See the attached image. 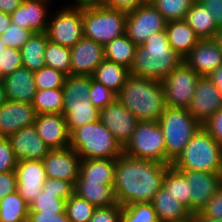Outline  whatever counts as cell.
Here are the masks:
<instances>
[{"instance_id":"obj_37","label":"cell","mask_w":222,"mask_h":222,"mask_svg":"<svg viewBox=\"0 0 222 222\" xmlns=\"http://www.w3.org/2000/svg\"><path fill=\"white\" fill-rule=\"evenodd\" d=\"M45 65L61 71L67 76L71 75V51L50 40L47 41L44 52Z\"/></svg>"},{"instance_id":"obj_47","label":"cell","mask_w":222,"mask_h":222,"mask_svg":"<svg viewBox=\"0 0 222 222\" xmlns=\"http://www.w3.org/2000/svg\"><path fill=\"white\" fill-rule=\"evenodd\" d=\"M16 158L8 138H0V173L15 171Z\"/></svg>"},{"instance_id":"obj_29","label":"cell","mask_w":222,"mask_h":222,"mask_svg":"<svg viewBox=\"0 0 222 222\" xmlns=\"http://www.w3.org/2000/svg\"><path fill=\"white\" fill-rule=\"evenodd\" d=\"M130 76V69L115 62L104 59L96 68L92 77L95 81L103 84L118 94Z\"/></svg>"},{"instance_id":"obj_25","label":"cell","mask_w":222,"mask_h":222,"mask_svg":"<svg viewBox=\"0 0 222 222\" xmlns=\"http://www.w3.org/2000/svg\"><path fill=\"white\" fill-rule=\"evenodd\" d=\"M117 158L81 159L80 175L75 182H100L114 185Z\"/></svg>"},{"instance_id":"obj_55","label":"cell","mask_w":222,"mask_h":222,"mask_svg":"<svg viewBox=\"0 0 222 222\" xmlns=\"http://www.w3.org/2000/svg\"><path fill=\"white\" fill-rule=\"evenodd\" d=\"M23 0H0V11L11 14L21 5Z\"/></svg>"},{"instance_id":"obj_12","label":"cell","mask_w":222,"mask_h":222,"mask_svg":"<svg viewBox=\"0 0 222 222\" xmlns=\"http://www.w3.org/2000/svg\"><path fill=\"white\" fill-rule=\"evenodd\" d=\"M192 187L190 212H201L222 186V172L179 170Z\"/></svg>"},{"instance_id":"obj_30","label":"cell","mask_w":222,"mask_h":222,"mask_svg":"<svg viewBox=\"0 0 222 222\" xmlns=\"http://www.w3.org/2000/svg\"><path fill=\"white\" fill-rule=\"evenodd\" d=\"M48 38L45 32H35L21 48L22 66L32 72L45 66L44 52Z\"/></svg>"},{"instance_id":"obj_41","label":"cell","mask_w":222,"mask_h":222,"mask_svg":"<svg viewBox=\"0 0 222 222\" xmlns=\"http://www.w3.org/2000/svg\"><path fill=\"white\" fill-rule=\"evenodd\" d=\"M122 222H159L152 203H134L122 206Z\"/></svg>"},{"instance_id":"obj_22","label":"cell","mask_w":222,"mask_h":222,"mask_svg":"<svg viewBox=\"0 0 222 222\" xmlns=\"http://www.w3.org/2000/svg\"><path fill=\"white\" fill-rule=\"evenodd\" d=\"M8 139L18 160H43L51 150L37 133L35 125L22 128Z\"/></svg>"},{"instance_id":"obj_62","label":"cell","mask_w":222,"mask_h":222,"mask_svg":"<svg viewBox=\"0 0 222 222\" xmlns=\"http://www.w3.org/2000/svg\"><path fill=\"white\" fill-rule=\"evenodd\" d=\"M86 2L102 3L104 0H84Z\"/></svg>"},{"instance_id":"obj_17","label":"cell","mask_w":222,"mask_h":222,"mask_svg":"<svg viewBox=\"0 0 222 222\" xmlns=\"http://www.w3.org/2000/svg\"><path fill=\"white\" fill-rule=\"evenodd\" d=\"M36 116L32 103L6 100L0 106V138H9L22 128L34 125Z\"/></svg>"},{"instance_id":"obj_4","label":"cell","mask_w":222,"mask_h":222,"mask_svg":"<svg viewBox=\"0 0 222 222\" xmlns=\"http://www.w3.org/2000/svg\"><path fill=\"white\" fill-rule=\"evenodd\" d=\"M171 165L177 170L222 172V147L202 126Z\"/></svg>"},{"instance_id":"obj_23","label":"cell","mask_w":222,"mask_h":222,"mask_svg":"<svg viewBox=\"0 0 222 222\" xmlns=\"http://www.w3.org/2000/svg\"><path fill=\"white\" fill-rule=\"evenodd\" d=\"M6 99L9 101L32 103L37 92L34 72L21 66L2 78Z\"/></svg>"},{"instance_id":"obj_21","label":"cell","mask_w":222,"mask_h":222,"mask_svg":"<svg viewBox=\"0 0 222 222\" xmlns=\"http://www.w3.org/2000/svg\"><path fill=\"white\" fill-rule=\"evenodd\" d=\"M51 0H23L10 15L13 23L35 32H45L49 22Z\"/></svg>"},{"instance_id":"obj_31","label":"cell","mask_w":222,"mask_h":222,"mask_svg":"<svg viewBox=\"0 0 222 222\" xmlns=\"http://www.w3.org/2000/svg\"><path fill=\"white\" fill-rule=\"evenodd\" d=\"M62 114L66 118L67 128L71 133L78 127L99 120L100 110L92 105L90 99H85L84 102L68 104L63 109Z\"/></svg>"},{"instance_id":"obj_40","label":"cell","mask_w":222,"mask_h":222,"mask_svg":"<svg viewBox=\"0 0 222 222\" xmlns=\"http://www.w3.org/2000/svg\"><path fill=\"white\" fill-rule=\"evenodd\" d=\"M65 208L66 200L57 198V194H51L43 190L29 204V212H41L44 214L64 213Z\"/></svg>"},{"instance_id":"obj_11","label":"cell","mask_w":222,"mask_h":222,"mask_svg":"<svg viewBox=\"0 0 222 222\" xmlns=\"http://www.w3.org/2000/svg\"><path fill=\"white\" fill-rule=\"evenodd\" d=\"M167 21L151 2H146L127 13L125 34L137 46L150 36L166 29Z\"/></svg>"},{"instance_id":"obj_61","label":"cell","mask_w":222,"mask_h":222,"mask_svg":"<svg viewBox=\"0 0 222 222\" xmlns=\"http://www.w3.org/2000/svg\"><path fill=\"white\" fill-rule=\"evenodd\" d=\"M6 48L5 43L0 38V53Z\"/></svg>"},{"instance_id":"obj_26","label":"cell","mask_w":222,"mask_h":222,"mask_svg":"<svg viewBox=\"0 0 222 222\" xmlns=\"http://www.w3.org/2000/svg\"><path fill=\"white\" fill-rule=\"evenodd\" d=\"M166 33L172 49L182 58L185 57L200 41L195 31L184 19L168 21Z\"/></svg>"},{"instance_id":"obj_45","label":"cell","mask_w":222,"mask_h":222,"mask_svg":"<svg viewBox=\"0 0 222 222\" xmlns=\"http://www.w3.org/2000/svg\"><path fill=\"white\" fill-rule=\"evenodd\" d=\"M22 66L21 52L19 50L6 47L0 53V74L4 78Z\"/></svg>"},{"instance_id":"obj_2","label":"cell","mask_w":222,"mask_h":222,"mask_svg":"<svg viewBox=\"0 0 222 222\" xmlns=\"http://www.w3.org/2000/svg\"><path fill=\"white\" fill-rule=\"evenodd\" d=\"M183 62L170 46L166 30L155 33L138 46L130 75L162 81Z\"/></svg>"},{"instance_id":"obj_54","label":"cell","mask_w":222,"mask_h":222,"mask_svg":"<svg viewBox=\"0 0 222 222\" xmlns=\"http://www.w3.org/2000/svg\"><path fill=\"white\" fill-rule=\"evenodd\" d=\"M213 15L217 26L222 27V0H198Z\"/></svg>"},{"instance_id":"obj_15","label":"cell","mask_w":222,"mask_h":222,"mask_svg":"<svg viewBox=\"0 0 222 222\" xmlns=\"http://www.w3.org/2000/svg\"><path fill=\"white\" fill-rule=\"evenodd\" d=\"M42 162L47 178L75 183L80 175L81 158L71 147L50 150Z\"/></svg>"},{"instance_id":"obj_9","label":"cell","mask_w":222,"mask_h":222,"mask_svg":"<svg viewBox=\"0 0 222 222\" xmlns=\"http://www.w3.org/2000/svg\"><path fill=\"white\" fill-rule=\"evenodd\" d=\"M123 153L166 164L165 138L158 121H138Z\"/></svg>"},{"instance_id":"obj_58","label":"cell","mask_w":222,"mask_h":222,"mask_svg":"<svg viewBox=\"0 0 222 222\" xmlns=\"http://www.w3.org/2000/svg\"><path fill=\"white\" fill-rule=\"evenodd\" d=\"M194 222H222V219L204 216L201 212L192 214L191 218Z\"/></svg>"},{"instance_id":"obj_57","label":"cell","mask_w":222,"mask_h":222,"mask_svg":"<svg viewBox=\"0 0 222 222\" xmlns=\"http://www.w3.org/2000/svg\"><path fill=\"white\" fill-rule=\"evenodd\" d=\"M12 20L11 15L0 11V35L10 26Z\"/></svg>"},{"instance_id":"obj_27","label":"cell","mask_w":222,"mask_h":222,"mask_svg":"<svg viewBox=\"0 0 222 222\" xmlns=\"http://www.w3.org/2000/svg\"><path fill=\"white\" fill-rule=\"evenodd\" d=\"M184 20L195 31L200 40L215 39L219 30L211 12L198 0L192 4Z\"/></svg>"},{"instance_id":"obj_56","label":"cell","mask_w":222,"mask_h":222,"mask_svg":"<svg viewBox=\"0 0 222 222\" xmlns=\"http://www.w3.org/2000/svg\"><path fill=\"white\" fill-rule=\"evenodd\" d=\"M207 77L213 82L216 88L222 93V65H220L217 69L212 71Z\"/></svg>"},{"instance_id":"obj_1","label":"cell","mask_w":222,"mask_h":222,"mask_svg":"<svg viewBox=\"0 0 222 222\" xmlns=\"http://www.w3.org/2000/svg\"><path fill=\"white\" fill-rule=\"evenodd\" d=\"M170 165L147 159L130 157L123 153L117 158L114 191L121 206L151 203L163 186L166 169Z\"/></svg>"},{"instance_id":"obj_16","label":"cell","mask_w":222,"mask_h":222,"mask_svg":"<svg viewBox=\"0 0 222 222\" xmlns=\"http://www.w3.org/2000/svg\"><path fill=\"white\" fill-rule=\"evenodd\" d=\"M17 191L30 204L43 189L46 173L42 160H18L15 168Z\"/></svg>"},{"instance_id":"obj_20","label":"cell","mask_w":222,"mask_h":222,"mask_svg":"<svg viewBox=\"0 0 222 222\" xmlns=\"http://www.w3.org/2000/svg\"><path fill=\"white\" fill-rule=\"evenodd\" d=\"M183 62L200 77L208 76L222 65V50L215 39L200 40L185 56Z\"/></svg>"},{"instance_id":"obj_8","label":"cell","mask_w":222,"mask_h":222,"mask_svg":"<svg viewBox=\"0 0 222 222\" xmlns=\"http://www.w3.org/2000/svg\"><path fill=\"white\" fill-rule=\"evenodd\" d=\"M69 6L50 13L45 31L48 40L72 48L83 38L82 0H73Z\"/></svg>"},{"instance_id":"obj_50","label":"cell","mask_w":222,"mask_h":222,"mask_svg":"<svg viewBox=\"0 0 222 222\" xmlns=\"http://www.w3.org/2000/svg\"><path fill=\"white\" fill-rule=\"evenodd\" d=\"M15 191H17L16 172L8 171L0 173V201Z\"/></svg>"},{"instance_id":"obj_43","label":"cell","mask_w":222,"mask_h":222,"mask_svg":"<svg viewBox=\"0 0 222 222\" xmlns=\"http://www.w3.org/2000/svg\"><path fill=\"white\" fill-rule=\"evenodd\" d=\"M33 34L34 32L32 30L21 28L20 25L11 22L5 32L0 35V38L6 47L20 51Z\"/></svg>"},{"instance_id":"obj_32","label":"cell","mask_w":222,"mask_h":222,"mask_svg":"<svg viewBox=\"0 0 222 222\" xmlns=\"http://www.w3.org/2000/svg\"><path fill=\"white\" fill-rule=\"evenodd\" d=\"M138 46L126 35L115 38L104 46L105 59L130 69Z\"/></svg>"},{"instance_id":"obj_53","label":"cell","mask_w":222,"mask_h":222,"mask_svg":"<svg viewBox=\"0 0 222 222\" xmlns=\"http://www.w3.org/2000/svg\"><path fill=\"white\" fill-rule=\"evenodd\" d=\"M28 222H69L66 211L59 214L29 212Z\"/></svg>"},{"instance_id":"obj_35","label":"cell","mask_w":222,"mask_h":222,"mask_svg":"<svg viewBox=\"0 0 222 222\" xmlns=\"http://www.w3.org/2000/svg\"><path fill=\"white\" fill-rule=\"evenodd\" d=\"M91 76L69 75L63 85V109L68 104L90 99Z\"/></svg>"},{"instance_id":"obj_14","label":"cell","mask_w":222,"mask_h":222,"mask_svg":"<svg viewBox=\"0 0 222 222\" xmlns=\"http://www.w3.org/2000/svg\"><path fill=\"white\" fill-rule=\"evenodd\" d=\"M99 120L122 147L130 140L138 122L118 99L100 109Z\"/></svg>"},{"instance_id":"obj_13","label":"cell","mask_w":222,"mask_h":222,"mask_svg":"<svg viewBox=\"0 0 222 222\" xmlns=\"http://www.w3.org/2000/svg\"><path fill=\"white\" fill-rule=\"evenodd\" d=\"M222 108V93L206 76L198 79L194 96L188 107L192 117L203 125L212 115Z\"/></svg>"},{"instance_id":"obj_10","label":"cell","mask_w":222,"mask_h":222,"mask_svg":"<svg viewBox=\"0 0 222 222\" xmlns=\"http://www.w3.org/2000/svg\"><path fill=\"white\" fill-rule=\"evenodd\" d=\"M200 76L184 62L161 82L168 107L188 109Z\"/></svg>"},{"instance_id":"obj_51","label":"cell","mask_w":222,"mask_h":222,"mask_svg":"<svg viewBox=\"0 0 222 222\" xmlns=\"http://www.w3.org/2000/svg\"><path fill=\"white\" fill-rule=\"evenodd\" d=\"M204 216L222 219V186L201 211Z\"/></svg>"},{"instance_id":"obj_34","label":"cell","mask_w":222,"mask_h":222,"mask_svg":"<svg viewBox=\"0 0 222 222\" xmlns=\"http://www.w3.org/2000/svg\"><path fill=\"white\" fill-rule=\"evenodd\" d=\"M163 187L176 198V200L183 203L190 211L191 189L189 182L185 176L172 165H170L165 172L163 179Z\"/></svg>"},{"instance_id":"obj_63","label":"cell","mask_w":222,"mask_h":222,"mask_svg":"<svg viewBox=\"0 0 222 222\" xmlns=\"http://www.w3.org/2000/svg\"><path fill=\"white\" fill-rule=\"evenodd\" d=\"M185 222H194L192 219H189L188 221H185Z\"/></svg>"},{"instance_id":"obj_44","label":"cell","mask_w":222,"mask_h":222,"mask_svg":"<svg viewBox=\"0 0 222 222\" xmlns=\"http://www.w3.org/2000/svg\"><path fill=\"white\" fill-rule=\"evenodd\" d=\"M90 101L99 110L117 99V94L103 84L95 81L91 76Z\"/></svg>"},{"instance_id":"obj_60","label":"cell","mask_w":222,"mask_h":222,"mask_svg":"<svg viewBox=\"0 0 222 222\" xmlns=\"http://www.w3.org/2000/svg\"><path fill=\"white\" fill-rule=\"evenodd\" d=\"M215 40L218 42L221 50H222V27L219 28Z\"/></svg>"},{"instance_id":"obj_18","label":"cell","mask_w":222,"mask_h":222,"mask_svg":"<svg viewBox=\"0 0 222 222\" xmlns=\"http://www.w3.org/2000/svg\"><path fill=\"white\" fill-rule=\"evenodd\" d=\"M70 51L71 75L92 76L105 59L104 46L84 37Z\"/></svg>"},{"instance_id":"obj_46","label":"cell","mask_w":222,"mask_h":222,"mask_svg":"<svg viewBox=\"0 0 222 222\" xmlns=\"http://www.w3.org/2000/svg\"><path fill=\"white\" fill-rule=\"evenodd\" d=\"M42 190L57 194V198L67 200L74 193V183L56 178H46Z\"/></svg>"},{"instance_id":"obj_6","label":"cell","mask_w":222,"mask_h":222,"mask_svg":"<svg viewBox=\"0 0 222 222\" xmlns=\"http://www.w3.org/2000/svg\"><path fill=\"white\" fill-rule=\"evenodd\" d=\"M70 147L81 159H113L123 154V147L100 120L74 129L70 133Z\"/></svg>"},{"instance_id":"obj_19","label":"cell","mask_w":222,"mask_h":222,"mask_svg":"<svg viewBox=\"0 0 222 222\" xmlns=\"http://www.w3.org/2000/svg\"><path fill=\"white\" fill-rule=\"evenodd\" d=\"M37 133L49 149L70 147V132L61 113L37 114L34 123Z\"/></svg>"},{"instance_id":"obj_7","label":"cell","mask_w":222,"mask_h":222,"mask_svg":"<svg viewBox=\"0 0 222 222\" xmlns=\"http://www.w3.org/2000/svg\"><path fill=\"white\" fill-rule=\"evenodd\" d=\"M166 147V164L171 165L189 143L192 136L202 127L185 108L166 107L158 121Z\"/></svg>"},{"instance_id":"obj_52","label":"cell","mask_w":222,"mask_h":222,"mask_svg":"<svg viewBox=\"0 0 222 222\" xmlns=\"http://www.w3.org/2000/svg\"><path fill=\"white\" fill-rule=\"evenodd\" d=\"M144 3H146L145 0H104L102 2L107 8L116 9L126 13L135 10Z\"/></svg>"},{"instance_id":"obj_28","label":"cell","mask_w":222,"mask_h":222,"mask_svg":"<svg viewBox=\"0 0 222 222\" xmlns=\"http://www.w3.org/2000/svg\"><path fill=\"white\" fill-rule=\"evenodd\" d=\"M74 193L96 207H108L118 203L113 185L100 182H75Z\"/></svg>"},{"instance_id":"obj_3","label":"cell","mask_w":222,"mask_h":222,"mask_svg":"<svg viewBox=\"0 0 222 222\" xmlns=\"http://www.w3.org/2000/svg\"><path fill=\"white\" fill-rule=\"evenodd\" d=\"M117 99L138 121H159L166 109L161 81L130 75Z\"/></svg>"},{"instance_id":"obj_24","label":"cell","mask_w":222,"mask_h":222,"mask_svg":"<svg viewBox=\"0 0 222 222\" xmlns=\"http://www.w3.org/2000/svg\"><path fill=\"white\" fill-rule=\"evenodd\" d=\"M159 222H185L192 218V213L180 201L176 200L163 186L152 200Z\"/></svg>"},{"instance_id":"obj_42","label":"cell","mask_w":222,"mask_h":222,"mask_svg":"<svg viewBox=\"0 0 222 222\" xmlns=\"http://www.w3.org/2000/svg\"><path fill=\"white\" fill-rule=\"evenodd\" d=\"M37 90L63 88L67 75L52 67L44 66L34 72Z\"/></svg>"},{"instance_id":"obj_48","label":"cell","mask_w":222,"mask_h":222,"mask_svg":"<svg viewBox=\"0 0 222 222\" xmlns=\"http://www.w3.org/2000/svg\"><path fill=\"white\" fill-rule=\"evenodd\" d=\"M89 222H122V206L97 207Z\"/></svg>"},{"instance_id":"obj_5","label":"cell","mask_w":222,"mask_h":222,"mask_svg":"<svg viewBox=\"0 0 222 222\" xmlns=\"http://www.w3.org/2000/svg\"><path fill=\"white\" fill-rule=\"evenodd\" d=\"M83 37L105 46L125 34L127 13L82 0Z\"/></svg>"},{"instance_id":"obj_39","label":"cell","mask_w":222,"mask_h":222,"mask_svg":"<svg viewBox=\"0 0 222 222\" xmlns=\"http://www.w3.org/2000/svg\"><path fill=\"white\" fill-rule=\"evenodd\" d=\"M195 1L196 0H152L150 2L168 22L184 19Z\"/></svg>"},{"instance_id":"obj_33","label":"cell","mask_w":222,"mask_h":222,"mask_svg":"<svg viewBox=\"0 0 222 222\" xmlns=\"http://www.w3.org/2000/svg\"><path fill=\"white\" fill-rule=\"evenodd\" d=\"M29 204L15 191L0 201V222H26Z\"/></svg>"},{"instance_id":"obj_36","label":"cell","mask_w":222,"mask_h":222,"mask_svg":"<svg viewBox=\"0 0 222 222\" xmlns=\"http://www.w3.org/2000/svg\"><path fill=\"white\" fill-rule=\"evenodd\" d=\"M32 105L37 114L61 113L63 111V90L44 89L37 90Z\"/></svg>"},{"instance_id":"obj_38","label":"cell","mask_w":222,"mask_h":222,"mask_svg":"<svg viewBox=\"0 0 222 222\" xmlns=\"http://www.w3.org/2000/svg\"><path fill=\"white\" fill-rule=\"evenodd\" d=\"M97 207L73 193L66 200V214L69 222H89Z\"/></svg>"},{"instance_id":"obj_59","label":"cell","mask_w":222,"mask_h":222,"mask_svg":"<svg viewBox=\"0 0 222 222\" xmlns=\"http://www.w3.org/2000/svg\"><path fill=\"white\" fill-rule=\"evenodd\" d=\"M6 95L3 80H0V106L6 102Z\"/></svg>"},{"instance_id":"obj_49","label":"cell","mask_w":222,"mask_h":222,"mask_svg":"<svg viewBox=\"0 0 222 222\" xmlns=\"http://www.w3.org/2000/svg\"><path fill=\"white\" fill-rule=\"evenodd\" d=\"M222 147V108L202 125Z\"/></svg>"}]
</instances>
